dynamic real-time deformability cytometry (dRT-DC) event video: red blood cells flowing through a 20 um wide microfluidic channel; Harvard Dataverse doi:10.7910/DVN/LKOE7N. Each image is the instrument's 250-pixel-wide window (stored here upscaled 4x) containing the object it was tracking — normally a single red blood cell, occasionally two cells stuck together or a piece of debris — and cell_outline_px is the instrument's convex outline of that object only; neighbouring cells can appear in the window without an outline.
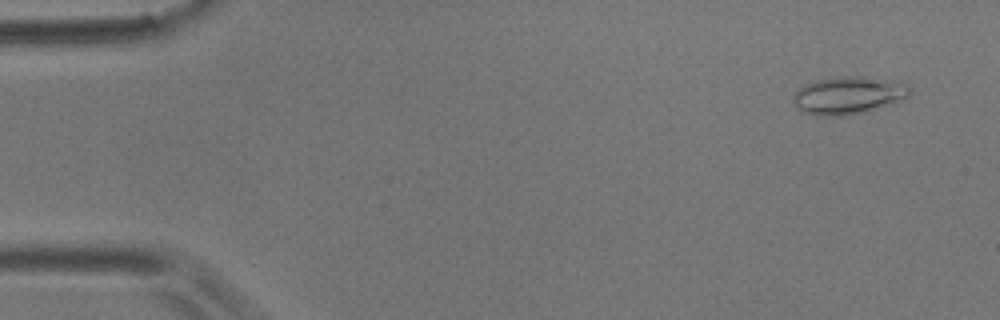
{"species": "common noctule bat (a hibernating species)", "species_latin": "Nyctalus noctula", "temperature_condition": "room temperature", "stored_images_in_passage": 11, "camera_frame_rate_fps": 3000, "um_per_image_px": 0.085, "animal": {"sex": "male", "body_mass_g": 17.9}, "frame": {"image": 1, "passage_image": 4, "time_ms": 1.0, "image_size_px": [1000, 320], "cell_outline_px": [[912, 88], [908, 96], [888, 104], [860, 112], [844, 116], [812, 116], [796, 108], [792, 104], [792, 96], [804, 84], [816, 80], [840, 76], [864, 76], [908, 84]], "centroid_in_image_um": [72.02, 8.1], "position_along_channel_um": 13.0, "area_um2": 25.43}}